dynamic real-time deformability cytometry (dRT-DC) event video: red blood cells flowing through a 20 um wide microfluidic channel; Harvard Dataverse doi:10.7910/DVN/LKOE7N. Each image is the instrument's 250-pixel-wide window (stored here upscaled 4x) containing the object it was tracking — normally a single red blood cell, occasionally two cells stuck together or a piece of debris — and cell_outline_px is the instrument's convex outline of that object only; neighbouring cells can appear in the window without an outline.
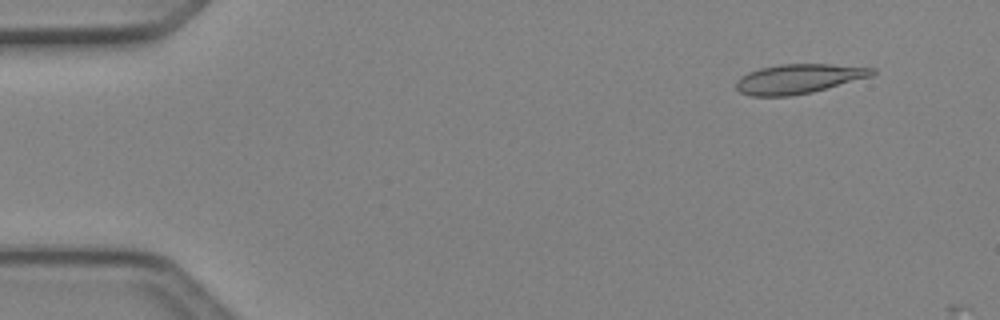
{"species": "Egyptian fruit bat (a non-hibernating species)", "species_latin": "Rousettus aegyptiacus", "temperature_condition": "cold", "stored_images_in_passage": 2, "camera_frame_rate_fps": 3000, "um_per_image_px": 0.085, "animal": {"sex": "female"}, "frame": {"image": 1, "passage_image": 1, "time_ms": 0.0, "image_size_px": [1000, 320], "cell_outline_px": [[876, 72], [872, 76], [812, 92], [792, 96], [752, 96], [740, 92], [736, 88], [736, 80], [740, 76], [748, 72], [760, 68], [780, 64], [832, 64], [876, 68]], "centroid_in_image_um": [67.87, 6.69], "position_along_channel_um": 17.1, "area_um2": 23.47}}